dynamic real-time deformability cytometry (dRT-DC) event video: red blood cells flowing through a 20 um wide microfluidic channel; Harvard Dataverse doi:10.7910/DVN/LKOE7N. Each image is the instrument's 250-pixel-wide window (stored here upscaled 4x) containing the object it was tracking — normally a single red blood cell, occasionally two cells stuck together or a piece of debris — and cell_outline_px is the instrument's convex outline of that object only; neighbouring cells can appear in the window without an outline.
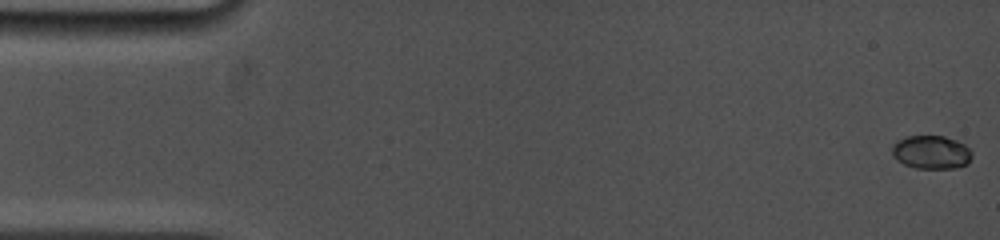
{"species": "common noctule bat (a hibernating species)", "species_latin": "Nyctalus noctula", "temperature_condition": "cold", "stored_images_in_passage": 17, "camera_frame_rate_fps": 5000, "um_per_image_px": 0.085, "animal": {"sex": "female", "body_mass_g": 19.0, "forearm_length_mm": 53.3}, "frame": {"image": 1, "passage_image": 1, "time_ms": 0.0, "image_size_px": [1000, 240], "cell_outline_px": [[972, 156], [968, 164], [956, 168], [916, 168], [904, 164], [896, 160], [892, 156], [892, 144], [896, 140], [904, 136], [944, 136], [956, 140], [964, 144], [972, 152]], "centroid_in_image_um": [79.13, 12.93], "position_along_channel_um": 5.9, "area_um2": 15.78}}
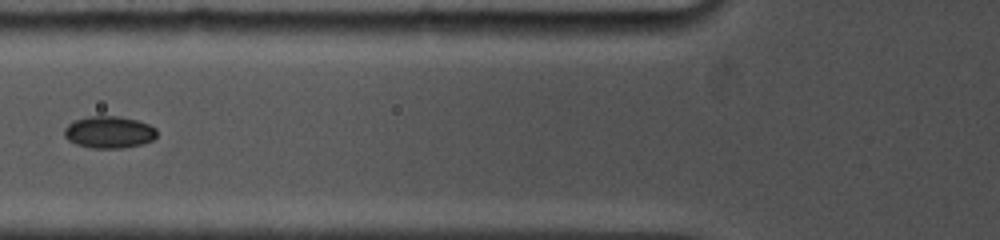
{"frame": {"image": 2, "passage_image": 15, "time_ms": 6.4, "image_size_px": [1000, 240], "cell_outline_px": [[156, 136], [152, 140], [140, 144], [124, 148], [92, 148], [76, 144], [68, 140], [64, 136], [64, 128], [68, 124], [76, 120], [88, 116], [120, 116], [136, 120], [148, 124], [156, 128]], "centroid_in_image_um": [9.25, 11.23], "position_along_channel_um": 116.5, "area_um2": 17.22}}
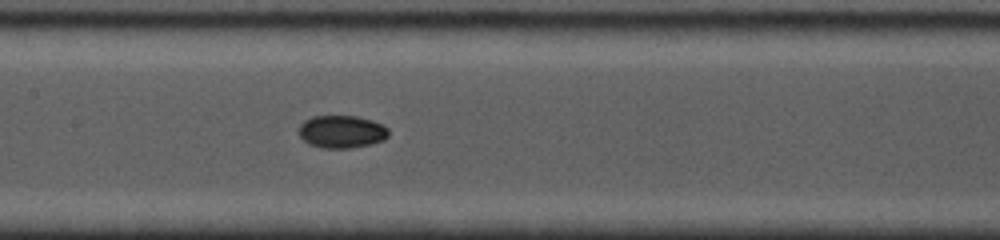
{"frame": {"image": 3, "passage_image": 17, "time_ms": 8.0, "image_size_px": [1000, 240], "cell_outline_px": [[388, 136], [384, 140], [372, 144], [352, 148], [324, 148], [308, 144], [300, 136], [300, 124], [304, 120], [312, 116], [356, 116], [372, 120], [384, 124], [388, 128]], "centroid_in_image_um": [29.07, 11.19], "position_along_channel_um": 178.3, "area_um2": 17.22}}